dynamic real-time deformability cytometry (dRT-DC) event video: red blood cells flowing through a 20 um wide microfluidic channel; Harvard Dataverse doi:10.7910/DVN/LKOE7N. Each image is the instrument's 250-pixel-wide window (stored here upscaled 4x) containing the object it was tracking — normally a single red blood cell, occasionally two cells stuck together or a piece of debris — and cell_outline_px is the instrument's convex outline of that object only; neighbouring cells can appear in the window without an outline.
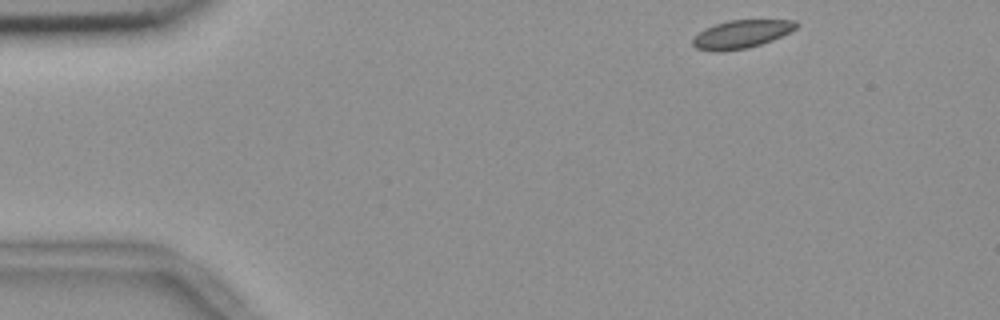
{"species": "common noctule bat (a hibernating species)", "species_latin": "Nyctalus noctula", "temperature_condition": "room temperature", "stored_images_in_passage": 49, "camera_frame_rate_fps": 3000, "um_per_image_px": 0.085, "animal": {"sex": "female", "body_mass_g": 18.4}, "frame": {"image": 1, "passage_image": 1, "time_ms": 0.0, "image_size_px": [1000, 320], "cell_outline_px": [[800, 24], [796, 28], [772, 40], [748, 48], [720, 52], [712, 52], [696, 48], [692, 44], [692, 40], [704, 28], [728, 20], [796, 20]], "centroid_in_image_um": [63.0, 2.91], "position_along_channel_um": 22.0, "area_um2": 16.94}}
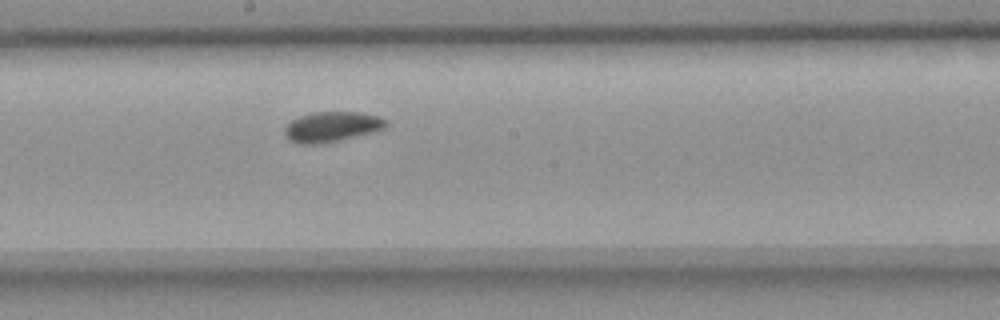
{"frame": {"image": 2, "passage_image": 24, "time_ms": 7.667, "image_size_px": [1000, 320], "cell_outline_px": [[388, 124], [384, 128], [372, 132], [336, 140], [316, 144], [300, 144], [284, 136], [284, 128], [292, 120], [300, 116], [316, 112], [360, 112], [380, 116], [388, 120]], "centroid_in_image_um": [28.22, 10.76], "position_along_channel_um": 220.0, "area_um2": 17.57}}
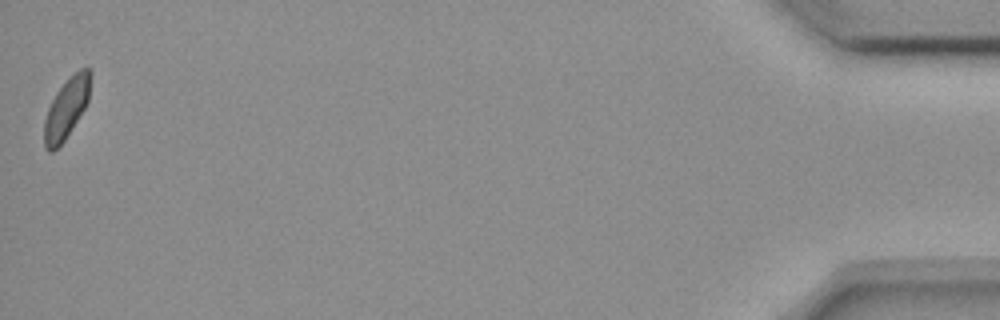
{"frame": {"image": 3, "passage_image": 49, "time_ms": 16.0, "image_size_px": [1000, 320], "cell_outline_px": [[92, 72], [88, 100], [84, 108], [64, 140], [52, 152], [48, 152], [44, 148], [44, 120], [48, 108], [56, 92], [80, 68], [88, 68]], "centroid_in_image_um": [5.63, 9.22], "position_along_channel_um": 429.6, "area_um2": 15.9}, "authors_computed_cell_mechanics": {"area_um2": 17.34, "velocity_mm_per_s": 3.6509, "shape_relaxation_time_tau1_ms": 8.7002, "shape_relaxation_time_tau2_ms": null, "deformation_change_tau1": 0.0746, "deformation_change_tau2": null}}